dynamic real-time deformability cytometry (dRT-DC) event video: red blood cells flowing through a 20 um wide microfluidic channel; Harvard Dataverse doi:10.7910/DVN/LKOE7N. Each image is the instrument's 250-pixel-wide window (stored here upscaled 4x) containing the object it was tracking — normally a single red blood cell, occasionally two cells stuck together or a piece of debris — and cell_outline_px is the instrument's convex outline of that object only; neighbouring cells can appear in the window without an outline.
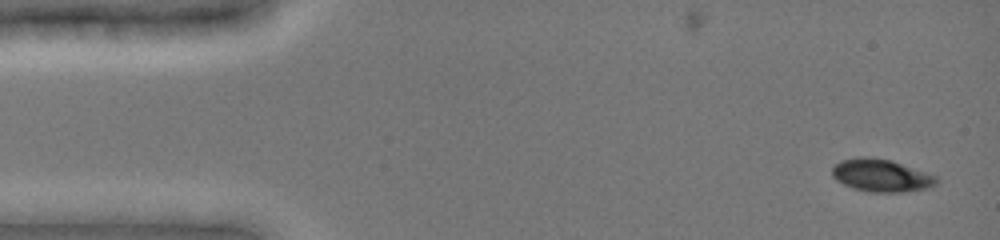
{"species": "common noctule bat (a hibernating species)", "species_latin": "Nyctalus noctula", "temperature_condition": "cold", "stored_images_in_passage": 13, "camera_frame_rate_fps": 3000, "um_per_image_px": 0.085, "animal": {"sex": "female", "body_mass_g": 19.0, "forearm_length_mm": 51.5}, "frame": {"image": 1, "passage_image": 2, "time_ms": 0.333, "image_size_px": [1000, 240], "cell_outline_px": [[940, 180], [936, 184], [928, 188], [900, 192], [872, 192], [856, 188], [844, 184], [836, 180], [832, 176], [832, 168], [840, 160], [860, 156], [864, 156], [892, 160], [936, 176]], "centroid_in_image_um": [74.9, 14.9], "position_along_channel_um": 10.1, "area_um2": 19.71}}
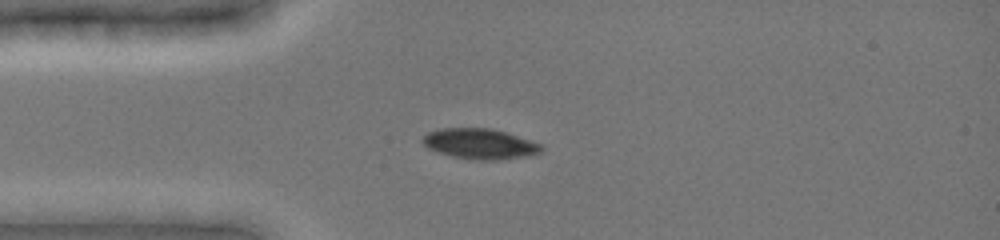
{"frame": {"image": 2, "passage_image": 11, "time_ms": 3.667, "image_size_px": [1000, 240], "cell_outline_px": [[544, 148], [540, 152], [528, 156], [500, 160], [472, 160], [452, 156], [428, 148], [420, 140], [428, 132], [440, 128], [492, 128], [544, 144]], "centroid_in_image_um": [40.82, 12.23], "position_along_channel_um": 44.2, "area_um2": 21.21}}